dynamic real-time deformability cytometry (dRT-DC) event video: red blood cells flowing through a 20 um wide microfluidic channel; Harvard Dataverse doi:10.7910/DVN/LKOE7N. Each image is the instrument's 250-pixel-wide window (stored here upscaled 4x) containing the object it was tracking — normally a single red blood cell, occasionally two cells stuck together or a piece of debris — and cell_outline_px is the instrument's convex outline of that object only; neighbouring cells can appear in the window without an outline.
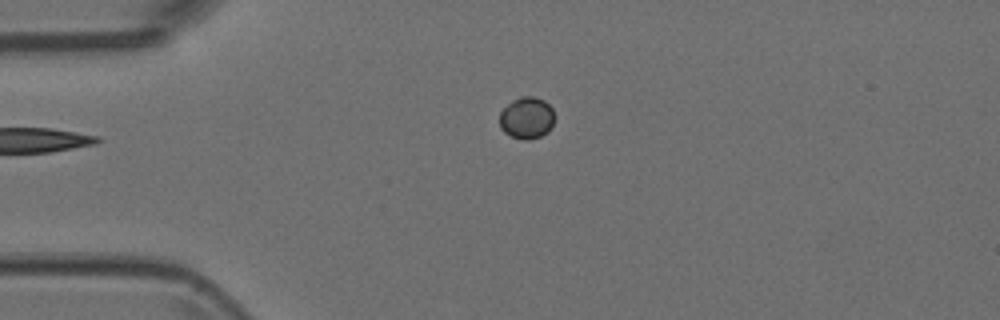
{"species": "Egyptian fruit bat (a non-hibernating species)", "species_latin": "Rousettus aegyptiacus", "temperature_condition": "room temperature", "stored_images_in_passage": 4, "camera_frame_rate_fps": 3000, "um_per_image_px": 0.085, "animal": {"sex": "female"}, "frame": {"image": 1, "passage_image": 4, "time_ms": 1.0, "image_size_px": [1000, 320], "cell_outline_px": [[556, 116], [552, 128], [548, 132], [540, 136], [528, 140], [524, 140], [512, 136], [504, 132], [500, 128], [500, 112], [512, 100], [520, 96], [532, 96], [544, 100], [552, 108]], "centroid_in_image_um": [44.8, 10.02], "position_along_channel_um": 40.2, "area_um2": 13.58}}